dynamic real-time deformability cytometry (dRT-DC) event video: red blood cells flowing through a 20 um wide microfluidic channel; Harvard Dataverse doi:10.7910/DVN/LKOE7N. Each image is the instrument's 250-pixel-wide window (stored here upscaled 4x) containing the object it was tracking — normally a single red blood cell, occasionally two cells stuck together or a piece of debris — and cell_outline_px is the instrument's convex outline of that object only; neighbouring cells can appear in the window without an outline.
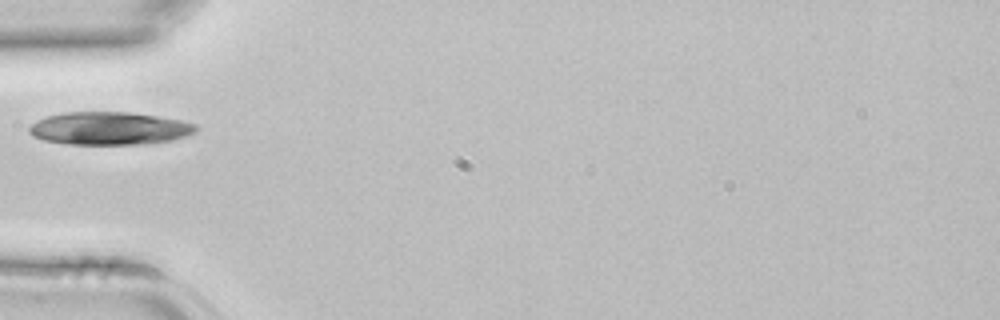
{"species": "common noctule bat (a hibernating species)", "species_latin": "Nyctalus noctula", "temperature_condition": "room temperature", "stored_images_in_passage": 3, "camera_frame_rate_fps": 3000, "um_per_image_px": 0.085, "animal": {"sex": "female", "body_mass_g": 22.7, "forearm_length_mm": 54.2}, "frame": {"image": 1, "passage_image": 3, "time_ms": 0.667, "image_size_px": [1000, 320], "cell_outline_px": [[200, 128], [196, 132], [172, 140], [144, 144], [68, 144], [44, 140], [32, 136], [28, 132], [28, 128], [36, 120], [48, 116], [64, 112], [128, 112], [156, 116], [180, 120], [196, 124]], "centroid_in_image_um": [9.29, 10.91], "position_along_channel_um": 75.7, "area_um2": 31.96}}